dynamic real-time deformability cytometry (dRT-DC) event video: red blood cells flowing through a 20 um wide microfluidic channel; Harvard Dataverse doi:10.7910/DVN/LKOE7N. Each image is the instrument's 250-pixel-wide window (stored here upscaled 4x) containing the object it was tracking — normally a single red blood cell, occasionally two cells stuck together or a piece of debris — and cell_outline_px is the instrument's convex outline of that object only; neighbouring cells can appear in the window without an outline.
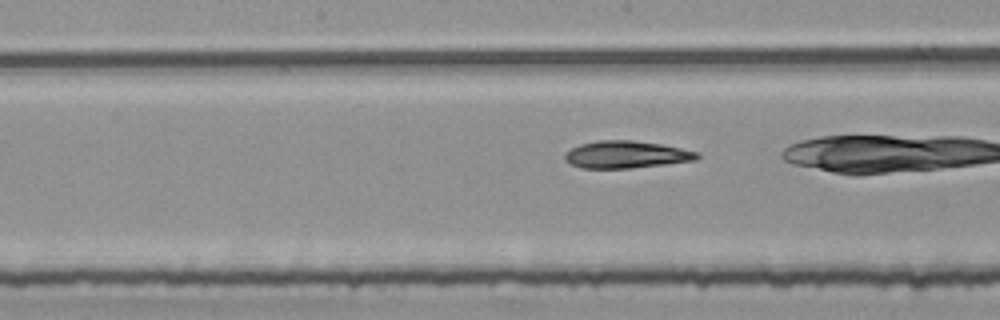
{"species": "common noctule bat (a hibernating species)", "species_latin": "Nyctalus noctula", "temperature_condition": "room temperature", "stored_images_in_passage": 12, "camera_frame_rate_fps": 3000, "um_per_image_px": 0.085, "animal": {"sex": "female", "body_mass_g": 25.1}, "frame": {"image": 1, "passage_image": 10, "time_ms": 3.0, "image_size_px": [1000, 320], "cell_outline_px": [[700, 156], [696, 160], [664, 164], [628, 168], [580, 168], [564, 160], [564, 152], [580, 144], [596, 140], [632, 140], [660, 144], [700, 152]], "centroid_in_image_um": [53.2, 13.13], "position_along_channel_um": 195.0, "area_um2": 20.98}}